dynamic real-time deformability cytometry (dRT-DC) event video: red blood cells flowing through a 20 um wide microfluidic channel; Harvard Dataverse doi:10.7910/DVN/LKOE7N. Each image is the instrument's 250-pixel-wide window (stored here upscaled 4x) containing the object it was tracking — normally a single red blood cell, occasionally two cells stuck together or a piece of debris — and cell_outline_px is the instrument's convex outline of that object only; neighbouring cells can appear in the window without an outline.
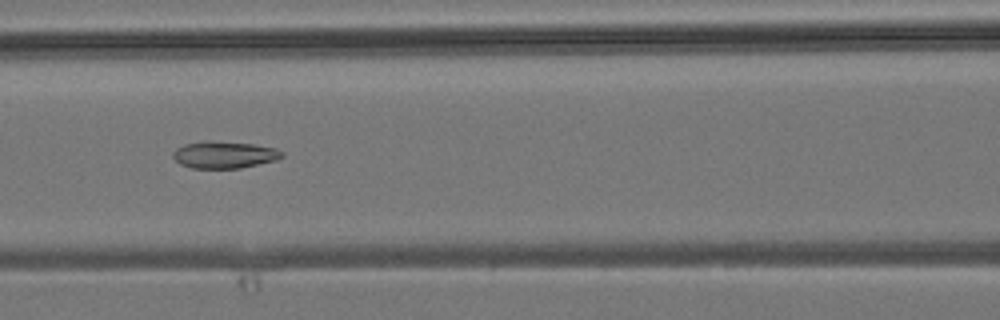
{"species": "common noctule bat (a hibernating species)", "species_latin": "Nyctalus noctula", "temperature_condition": "room temperature", "stored_images_in_passage": 4, "camera_frame_rate_fps": 3000, "um_per_image_px": 0.085, "animal": {"sex": "male", "body_mass_g": 19.2, "forearm_length_mm": 51.8}, "frame": {"image": 1, "passage_image": 4, "time_ms": 3.667, "image_size_px": [1000, 320], "cell_outline_px": [[284, 156], [276, 160], [240, 168], [192, 168], [180, 164], [172, 156], [172, 152], [176, 148], [184, 144], [208, 140], [252, 144], [276, 148], [284, 152]], "centroid_in_image_um": [19.05, 13.15], "position_along_channel_um": 147.5, "area_um2": 17.17}}